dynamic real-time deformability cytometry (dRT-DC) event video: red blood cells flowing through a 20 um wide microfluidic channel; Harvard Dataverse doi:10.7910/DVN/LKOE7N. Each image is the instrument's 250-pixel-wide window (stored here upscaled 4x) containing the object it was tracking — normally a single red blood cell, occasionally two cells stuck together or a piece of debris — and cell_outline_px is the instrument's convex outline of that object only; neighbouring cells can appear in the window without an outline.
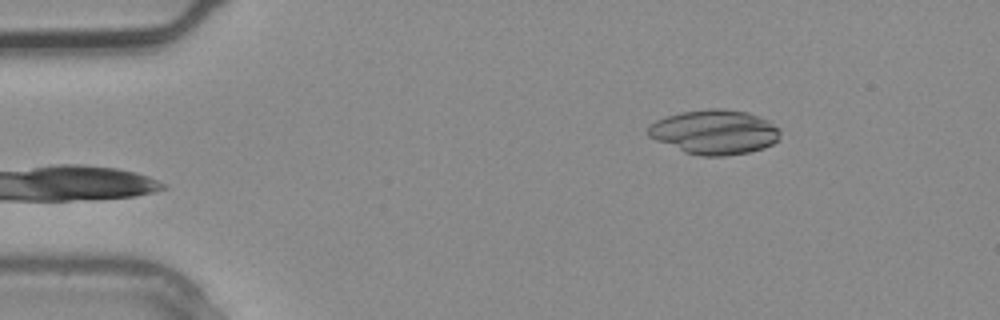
{"species": "common noctule bat (a hibernating species)", "species_latin": "Nyctalus noctula", "temperature_condition": "warm", "stored_images_in_passage": 2, "camera_frame_rate_fps": 3000, "um_per_image_px": 0.085, "animal": {"sex": "male", "body_mass_g": 20.4}, "frame": {"image": 1, "passage_image": 2, "time_ms": 0.333, "image_size_px": [1000, 320], "cell_outline_px": [[780, 140], [764, 148], [748, 152], [724, 156], [700, 156], [684, 152], [656, 140], [648, 136], [648, 124], [656, 120], [680, 112], [708, 108], [720, 108], [748, 112], [768, 120], [780, 128]], "centroid_in_image_um": [60.75, 11.22], "position_along_channel_um": 24.2, "area_um2": 34.51}}